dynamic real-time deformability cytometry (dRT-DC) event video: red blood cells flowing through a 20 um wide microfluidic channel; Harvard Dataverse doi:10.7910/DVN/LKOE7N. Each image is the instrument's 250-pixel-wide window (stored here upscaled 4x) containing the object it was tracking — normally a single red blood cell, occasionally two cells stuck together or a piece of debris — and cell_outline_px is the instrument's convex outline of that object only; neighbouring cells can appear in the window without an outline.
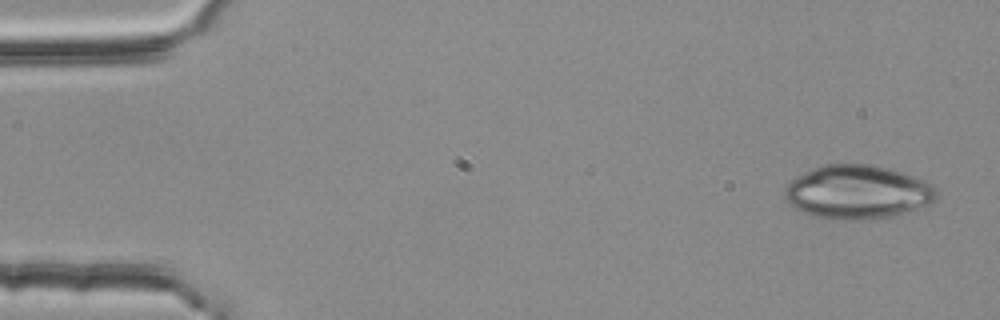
{"species": "common noctule bat (a hibernating species)", "species_latin": "Nyctalus noctula", "temperature_condition": "room temperature", "stored_images_in_passage": 5, "camera_frame_rate_fps": 3000, "um_per_image_px": 0.085, "animal": {"sex": "female", "body_mass_g": 25.1}, "frame": {"image": 1, "passage_image": 1, "time_ms": 0.0, "image_size_px": [1000, 320], "cell_outline_px": [[936, 200], [932, 204], [896, 216], [868, 220], [832, 220], [812, 216], [792, 208], [784, 200], [784, 188], [792, 180], [804, 172], [812, 168], [824, 164], [872, 164], [904, 172], [924, 180], [932, 184], [936, 188]], "centroid_in_image_um": [72.89, 16.35], "position_along_channel_um": 12.1, "area_um2": 48.55}}
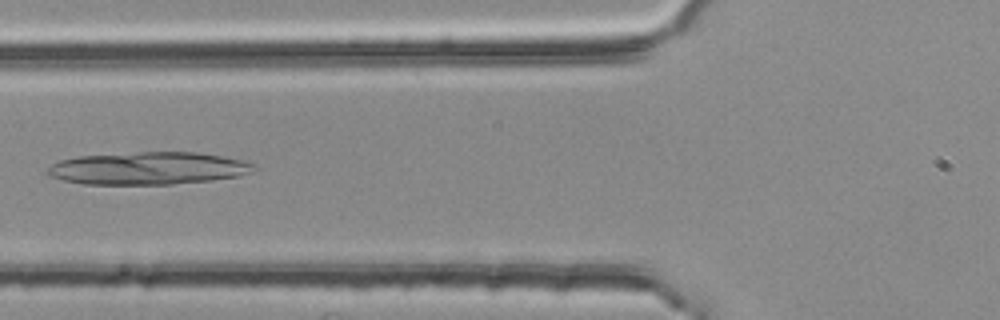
{"frame": {"image": 2, "passage_image": 5, "time_ms": 1.333, "image_size_px": [1000, 320], "cell_outline_px": [[256, 168], [240, 176], [212, 180], [172, 184], [84, 184], [64, 180], [52, 176], [44, 172], [52, 164], [60, 160], [80, 156], [140, 152], [196, 152], [220, 156], [240, 160], [256, 164]], "centroid_in_image_um": [12.59, 14.3], "position_along_channel_um": 113.2, "area_um2": 38.84}}